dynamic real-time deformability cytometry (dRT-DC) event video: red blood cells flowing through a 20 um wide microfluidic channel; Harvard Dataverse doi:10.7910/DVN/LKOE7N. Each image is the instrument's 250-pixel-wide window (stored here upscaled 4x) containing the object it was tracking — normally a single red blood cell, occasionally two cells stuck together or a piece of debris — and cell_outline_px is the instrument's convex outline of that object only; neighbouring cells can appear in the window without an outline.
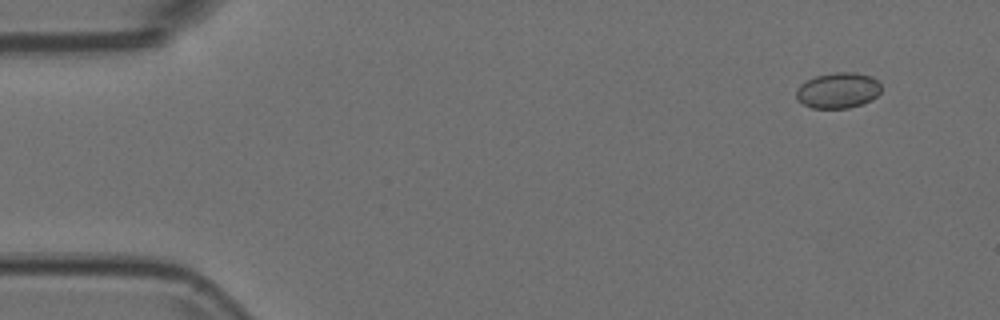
{"species": "Egyptian fruit bat (a non-hibernating species)", "species_latin": "Rousettus aegyptiacus", "temperature_condition": "room temperature", "stored_images_in_passage": 9, "camera_frame_rate_fps": 3000, "um_per_image_px": 0.085, "animal": {"sex": "female"}, "frame": {"image": 1, "passage_image": 1, "time_ms": 0.0, "image_size_px": [1000, 320], "cell_outline_px": [[880, 92], [872, 100], [848, 108], [812, 108], [796, 100], [796, 92], [800, 84], [816, 76], [836, 72], [856, 72], [872, 76], [880, 84]], "centroid_in_image_um": [71.23, 7.68], "position_along_channel_um": 13.8, "area_um2": 17.63}}